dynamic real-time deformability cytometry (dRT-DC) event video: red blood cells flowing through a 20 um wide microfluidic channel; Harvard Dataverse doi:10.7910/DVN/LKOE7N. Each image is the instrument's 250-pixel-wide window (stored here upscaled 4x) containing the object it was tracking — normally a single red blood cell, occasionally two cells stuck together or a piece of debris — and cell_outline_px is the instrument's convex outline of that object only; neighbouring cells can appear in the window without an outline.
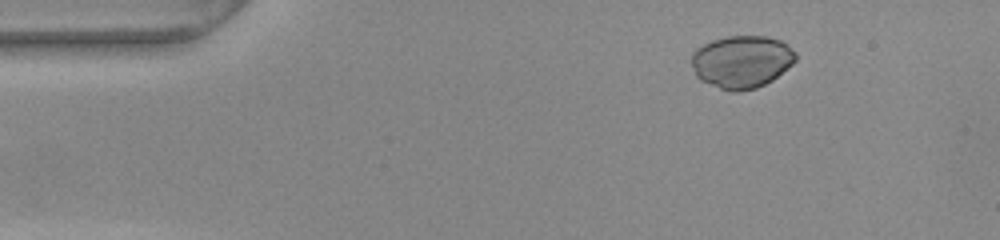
{"species": "common noctule bat (a hibernating species)", "species_latin": "Nyctalus noctula", "temperature_condition": "warm", "stored_images_in_passage": 47, "camera_frame_rate_fps": 3000, "um_per_image_px": 0.085, "animal": {"sex": "female", "body_mass_g": 22.0, "forearm_length_mm": 56.7}, "frame": {"image": 1, "passage_image": 1, "time_ms": 0.0, "image_size_px": [1000, 240], "cell_outline_px": [[796, 60], [792, 64], [772, 80], [756, 88], [740, 92], [732, 92], [720, 88], [700, 80], [696, 76], [692, 64], [692, 52], [696, 48], [712, 40], [728, 36], [764, 36], [780, 40], [796, 52]], "centroid_in_image_um": [63.03, 5.25], "position_along_channel_um": 22.0, "area_um2": 31.85}}